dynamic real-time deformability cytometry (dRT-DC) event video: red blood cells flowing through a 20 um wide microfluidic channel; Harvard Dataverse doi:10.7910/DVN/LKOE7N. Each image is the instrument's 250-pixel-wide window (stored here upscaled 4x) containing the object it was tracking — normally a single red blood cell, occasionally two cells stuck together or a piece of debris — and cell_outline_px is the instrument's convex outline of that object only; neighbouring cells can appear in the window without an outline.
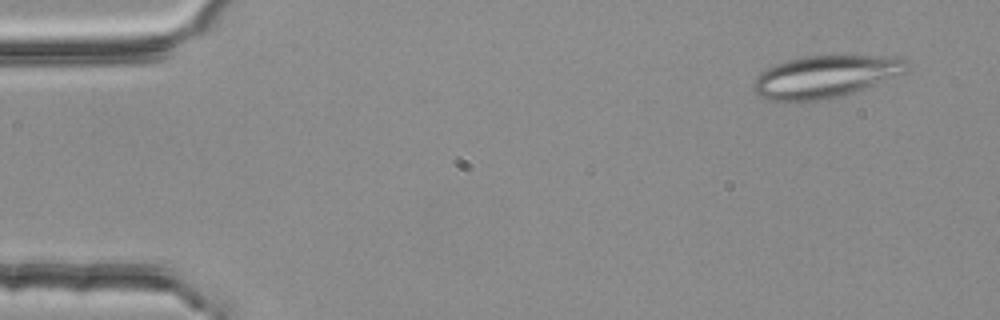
{"species": "common noctule bat (a hibernating species)", "species_latin": "Nyctalus noctula", "temperature_condition": "room temperature", "stored_images_in_passage": 4, "camera_frame_rate_fps": 3000, "um_per_image_px": 0.085, "animal": {"sex": "female", "body_mass_g": 25.1}, "frame": {"image": 1, "passage_image": 1, "time_ms": 0.0, "image_size_px": [1000, 320], "cell_outline_px": [[908, 72], [864, 88], [840, 96], [816, 100], [768, 100], [760, 96], [752, 88], [752, 84], [760, 72], [764, 68], [788, 60], [808, 56], [892, 56], [908, 60]], "centroid_in_image_um": [70.16, 6.49], "position_along_channel_um": 14.8, "area_um2": 37.34}}